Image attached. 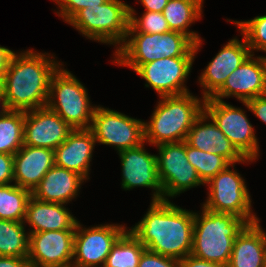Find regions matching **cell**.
I'll list each match as a JSON object with an SVG mask.
<instances>
[{"mask_svg": "<svg viewBox=\"0 0 266 267\" xmlns=\"http://www.w3.org/2000/svg\"><path fill=\"white\" fill-rule=\"evenodd\" d=\"M138 267H180V261L176 258L145 250L141 255Z\"/></svg>", "mask_w": 266, "mask_h": 267, "instance_id": "34", "label": "cell"}, {"mask_svg": "<svg viewBox=\"0 0 266 267\" xmlns=\"http://www.w3.org/2000/svg\"><path fill=\"white\" fill-rule=\"evenodd\" d=\"M24 145V111L0 112V153L14 155Z\"/></svg>", "mask_w": 266, "mask_h": 267, "instance_id": "26", "label": "cell"}, {"mask_svg": "<svg viewBox=\"0 0 266 267\" xmlns=\"http://www.w3.org/2000/svg\"><path fill=\"white\" fill-rule=\"evenodd\" d=\"M54 165V150L23 145L14 154L13 180L17 186L32 192Z\"/></svg>", "mask_w": 266, "mask_h": 267, "instance_id": "20", "label": "cell"}, {"mask_svg": "<svg viewBox=\"0 0 266 267\" xmlns=\"http://www.w3.org/2000/svg\"><path fill=\"white\" fill-rule=\"evenodd\" d=\"M264 261H265V267H266V234L264 232Z\"/></svg>", "mask_w": 266, "mask_h": 267, "instance_id": "42", "label": "cell"}, {"mask_svg": "<svg viewBox=\"0 0 266 267\" xmlns=\"http://www.w3.org/2000/svg\"><path fill=\"white\" fill-rule=\"evenodd\" d=\"M24 232V223L0 219V256L27 258L29 235Z\"/></svg>", "mask_w": 266, "mask_h": 267, "instance_id": "28", "label": "cell"}, {"mask_svg": "<svg viewBox=\"0 0 266 267\" xmlns=\"http://www.w3.org/2000/svg\"><path fill=\"white\" fill-rule=\"evenodd\" d=\"M186 155L189 163L196 169L204 184L230 165L224 157L193 148L187 143Z\"/></svg>", "mask_w": 266, "mask_h": 267, "instance_id": "30", "label": "cell"}, {"mask_svg": "<svg viewBox=\"0 0 266 267\" xmlns=\"http://www.w3.org/2000/svg\"><path fill=\"white\" fill-rule=\"evenodd\" d=\"M3 78L0 76V92H2Z\"/></svg>", "mask_w": 266, "mask_h": 267, "instance_id": "43", "label": "cell"}, {"mask_svg": "<svg viewBox=\"0 0 266 267\" xmlns=\"http://www.w3.org/2000/svg\"><path fill=\"white\" fill-rule=\"evenodd\" d=\"M251 54L245 37L243 41L230 40L207 65L199 77L205 89L203 99L211 98L224 84L227 77Z\"/></svg>", "mask_w": 266, "mask_h": 267, "instance_id": "18", "label": "cell"}, {"mask_svg": "<svg viewBox=\"0 0 266 267\" xmlns=\"http://www.w3.org/2000/svg\"><path fill=\"white\" fill-rule=\"evenodd\" d=\"M95 142L90 129H74L54 150L55 165L76 172L86 180L89 179L87 177Z\"/></svg>", "mask_w": 266, "mask_h": 267, "instance_id": "21", "label": "cell"}, {"mask_svg": "<svg viewBox=\"0 0 266 267\" xmlns=\"http://www.w3.org/2000/svg\"><path fill=\"white\" fill-rule=\"evenodd\" d=\"M146 11L163 12L168 0H140Z\"/></svg>", "mask_w": 266, "mask_h": 267, "instance_id": "40", "label": "cell"}, {"mask_svg": "<svg viewBox=\"0 0 266 267\" xmlns=\"http://www.w3.org/2000/svg\"><path fill=\"white\" fill-rule=\"evenodd\" d=\"M90 130L96 142L119 151L145 143L144 123L117 111L95 107Z\"/></svg>", "mask_w": 266, "mask_h": 267, "instance_id": "10", "label": "cell"}, {"mask_svg": "<svg viewBox=\"0 0 266 267\" xmlns=\"http://www.w3.org/2000/svg\"><path fill=\"white\" fill-rule=\"evenodd\" d=\"M156 156L158 177L163 189V200L174 197L187 189L203 185L196 169L189 163L186 155V142L157 145Z\"/></svg>", "mask_w": 266, "mask_h": 267, "instance_id": "9", "label": "cell"}, {"mask_svg": "<svg viewBox=\"0 0 266 267\" xmlns=\"http://www.w3.org/2000/svg\"><path fill=\"white\" fill-rule=\"evenodd\" d=\"M194 216L169 200L152 201L147 214L129 231L146 250L180 260L192 252Z\"/></svg>", "mask_w": 266, "mask_h": 267, "instance_id": "1", "label": "cell"}, {"mask_svg": "<svg viewBox=\"0 0 266 267\" xmlns=\"http://www.w3.org/2000/svg\"><path fill=\"white\" fill-rule=\"evenodd\" d=\"M145 250L129 230L125 231L112 246L103 267H138Z\"/></svg>", "mask_w": 266, "mask_h": 267, "instance_id": "27", "label": "cell"}, {"mask_svg": "<svg viewBox=\"0 0 266 267\" xmlns=\"http://www.w3.org/2000/svg\"><path fill=\"white\" fill-rule=\"evenodd\" d=\"M263 61H264V65H265V74H266V57H262Z\"/></svg>", "mask_w": 266, "mask_h": 267, "instance_id": "44", "label": "cell"}, {"mask_svg": "<svg viewBox=\"0 0 266 267\" xmlns=\"http://www.w3.org/2000/svg\"><path fill=\"white\" fill-rule=\"evenodd\" d=\"M54 1V0H53ZM60 7L58 16L68 22L77 12L89 6H99L107 0H55Z\"/></svg>", "mask_w": 266, "mask_h": 267, "instance_id": "33", "label": "cell"}, {"mask_svg": "<svg viewBox=\"0 0 266 267\" xmlns=\"http://www.w3.org/2000/svg\"><path fill=\"white\" fill-rule=\"evenodd\" d=\"M231 165L206 183L209 185V196L203 207L213 212L233 214L248 224L260 221L252 214V201L244 179L239 173L229 170Z\"/></svg>", "mask_w": 266, "mask_h": 267, "instance_id": "8", "label": "cell"}, {"mask_svg": "<svg viewBox=\"0 0 266 267\" xmlns=\"http://www.w3.org/2000/svg\"><path fill=\"white\" fill-rule=\"evenodd\" d=\"M47 58L46 54L33 50L14 54L2 85L10 110L28 111L47 106L51 77L62 65Z\"/></svg>", "mask_w": 266, "mask_h": 267, "instance_id": "2", "label": "cell"}, {"mask_svg": "<svg viewBox=\"0 0 266 267\" xmlns=\"http://www.w3.org/2000/svg\"><path fill=\"white\" fill-rule=\"evenodd\" d=\"M31 191L20 186H0V219L24 223Z\"/></svg>", "mask_w": 266, "mask_h": 267, "instance_id": "29", "label": "cell"}, {"mask_svg": "<svg viewBox=\"0 0 266 267\" xmlns=\"http://www.w3.org/2000/svg\"><path fill=\"white\" fill-rule=\"evenodd\" d=\"M122 165V187H148L156 190L152 201L163 200V189L158 177L156 156L147 153L144 143L133 148L119 151Z\"/></svg>", "mask_w": 266, "mask_h": 267, "instance_id": "16", "label": "cell"}, {"mask_svg": "<svg viewBox=\"0 0 266 267\" xmlns=\"http://www.w3.org/2000/svg\"><path fill=\"white\" fill-rule=\"evenodd\" d=\"M201 100L185 93L163 96L149 123H144L145 141L153 145L185 141L196 118L204 111Z\"/></svg>", "mask_w": 266, "mask_h": 267, "instance_id": "4", "label": "cell"}, {"mask_svg": "<svg viewBox=\"0 0 266 267\" xmlns=\"http://www.w3.org/2000/svg\"><path fill=\"white\" fill-rule=\"evenodd\" d=\"M15 52L12 50L0 46V76L3 78L6 70L8 69V66L10 65V62L14 56Z\"/></svg>", "mask_w": 266, "mask_h": 267, "instance_id": "39", "label": "cell"}, {"mask_svg": "<svg viewBox=\"0 0 266 267\" xmlns=\"http://www.w3.org/2000/svg\"><path fill=\"white\" fill-rule=\"evenodd\" d=\"M244 35L251 50L266 52V15L257 16L248 21H234Z\"/></svg>", "mask_w": 266, "mask_h": 267, "instance_id": "32", "label": "cell"}, {"mask_svg": "<svg viewBox=\"0 0 266 267\" xmlns=\"http://www.w3.org/2000/svg\"><path fill=\"white\" fill-rule=\"evenodd\" d=\"M14 175V155L0 153V186L10 184Z\"/></svg>", "mask_w": 266, "mask_h": 267, "instance_id": "35", "label": "cell"}, {"mask_svg": "<svg viewBox=\"0 0 266 267\" xmlns=\"http://www.w3.org/2000/svg\"><path fill=\"white\" fill-rule=\"evenodd\" d=\"M209 116L203 111L194 121L189 130L185 142L193 148L201 151L217 154L224 157L230 164L236 162H249L253 159L245 158L231 143V141L218 128L217 124L211 119L212 123L203 122Z\"/></svg>", "mask_w": 266, "mask_h": 267, "instance_id": "19", "label": "cell"}, {"mask_svg": "<svg viewBox=\"0 0 266 267\" xmlns=\"http://www.w3.org/2000/svg\"><path fill=\"white\" fill-rule=\"evenodd\" d=\"M130 6L119 0H107L77 12L67 23L92 40L123 44L127 39Z\"/></svg>", "mask_w": 266, "mask_h": 267, "instance_id": "6", "label": "cell"}, {"mask_svg": "<svg viewBox=\"0 0 266 267\" xmlns=\"http://www.w3.org/2000/svg\"><path fill=\"white\" fill-rule=\"evenodd\" d=\"M202 209L201 216L197 213L194 216L191 254L228 266L234 241L248 223L233 214L213 212L204 207Z\"/></svg>", "mask_w": 266, "mask_h": 267, "instance_id": "3", "label": "cell"}, {"mask_svg": "<svg viewBox=\"0 0 266 267\" xmlns=\"http://www.w3.org/2000/svg\"><path fill=\"white\" fill-rule=\"evenodd\" d=\"M203 104L205 113L213 119L236 149L245 158L256 159L259 145L254 129L244 111L212 98L205 99Z\"/></svg>", "mask_w": 266, "mask_h": 267, "instance_id": "11", "label": "cell"}, {"mask_svg": "<svg viewBox=\"0 0 266 267\" xmlns=\"http://www.w3.org/2000/svg\"><path fill=\"white\" fill-rule=\"evenodd\" d=\"M203 0H168L163 15L171 31L183 33L195 44L201 39L197 33L187 28L201 17Z\"/></svg>", "mask_w": 266, "mask_h": 267, "instance_id": "25", "label": "cell"}, {"mask_svg": "<svg viewBox=\"0 0 266 267\" xmlns=\"http://www.w3.org/2000/svg\"><path fill=\"white\" fill-rule=\"evenodd\" d=\"M127 38L129 40L116 48L114 61L131 67L135 72L143 64L164 57H194L202 41L195 44L183 33L171 30L164 34L127 33Z\"/></svg>", "mask_w": 266, "mask_h": 267, "instance_id": "5", "label": "cell"}, {"mask_svg": "<svg viewBox=\"0 0 266 267\" xmlns=\"http://www.w3.org/2000/svg\"><path fill=\"white\" fill-rule=\"evenodd\" d=\"M0 102H1V106L2 108L1 109H9L8 107V104H7V101H6V98H5V95L2 92H0Z\"/></svg>", "mask_w": 266, "mask_h": 267, "instance_id": "41", "label": "cell"}, {"mask_svg": "<svg viewBox=\"0 0 266 267\" xmlns=\"http://www.w3.org/2000/svg\"><path fill=\"white\" fill-rule=\"evenodd\" d=\"M243 104L251 110L256 117L266 123V94L243 102Z\"/></svg>", "mask_w": 266, "mask_h": 267, "instance_id": "36", "label": "cell"}, {"mask_svg": "<svg viewBox=\"0 0 266 267\" xmlns=\"http://www.w3.org/2000/svg\"><path fill=\"white\" fill-rule=\"evenodd\" d=\"M59 68L50 80L47 107L73 129H90L95 107L90 106L85 87L69 71Z\"/></svg>", "mask_w": 266, "mask_h": 267, "instance_id": "7", "label": "cell"}, {"mask_svg": "<svg viewBox=\"0 0 266 267\" xmlns=\"http://www.w3.org/2000/svg\"><path fill=\"white\" fill-rule=\"evenodd\" d=\"M28 258L0 256V267H29Z\"/></svg>", "mask_w": 266, "mask_h": 267, "instance_id": "38", "label": "cell"}, {"mask_svg": "<svg viewBox=\"0 0 266 267\" xmlns=\"http://www.w3.org/2000/svg\"><path fill=\"white\" fill-rule=\"evenodd\" d=\"M29 235L32 267H72L75 230L34 232Z\"/></svg>", "mask_w": 266, "mask_h": 267, "instance_id": "13", "label": "cell"}, {"mask_svg": "<svg viewBox=\"0 0 266 267\" xmlns=\"http://www.w3.org/2000/svg\"><path fill=\"white\" fill-rule=\"evenodd\" d=\"M73 130L47 106L24 111V145L55 150Z\"/></svg>", "mask_w": 266, "mask_h": 267, "instance_id": "15", "label": "cell"}, {"mask_svg": "<svg viewBox=\"0 0 266 267\" xmlns=\"http://www.w3.org/2000/svg\"><path fill=\"white\" fill-rule=\"evenodd\" d=\"M126 230L123 225L114 224L82 229L77 222L72 267H103L112 246Z\"/></svg>", "mask_w": 266, "mask_h": 267, "instance_id": "12", "label": "cell"}, {"mask_svg": "<svg viewBox=\"0 0 266 267\" xmlns=\"http://www.w3.org/2000/svg\"><path fill=\"white\" fill-rule=\"evenodd\" d=\"M259 222L248 224L237 236L228 267H265L264 231Z\"/></svg>", "mask_w": 266, "mask_h": 267, "instance_id": "24", "label": "cell"}, {"mask_svg": "<svg viewBox=\"0 0 266 267\" xmlns=\"http://www.w3.org/2000/svg\"><path fill=\"white\" fill-rule=\"evenodd\" d=\"M33 227L29 234L34 232L75 230L77 220L59 203L40 201L30 197L24 223Z\"/></svg>", "mask_w": 266, "mask_h": 267, "instance_id": "23", "label": "cell"}, {"mask_svg": "<svg viewBox=\"0 0 266 267\" xmlns=\"http://www.w3.org/2000/svg\"><path fill=\"white\" fill-rule=\"evenodd\" d=\"M84 178L76 172L54 165L31 192L32 197L50 203L65 204L76 195Z\"/></svg>", "mask_w": 266, "mask_h": 267, "instance_id": "22", "label": "cell"}, {"mask_svg": "<svg viewBox=\"0 0 266 267\" xmlns=\"http://www.w3.org/2000/svg\"><path fill=\"white\" fill-rule=\"evenodd\" d=\"M180 267H228L227 265L210 262L193 256L192 254L187 255L183 259H180Z\"/></svg>", "mask_w": 266, "mask_h": 267, "instance_id": "37", "label": "cell"}, {"mask_svg": "<svg viewBox=\"0 0 266 267\" xmlns=\"http://www.w3.org/2000/svg\"><path fill=\"white\" fill-rule=\"evenodd\" d=\"M194 57L162 58L143 64L136 73L147 81L160 97L189 93L184 82L190 73Z\"/></svg>", "mask_w": 266, "mask_h": 267, "instance_id": "14", "label": "cell"}, {"mask_svg": "<svg viewBox=\"0 0 266 267\" xmlns=\"http://www.w3.org/2000/svg\"><path fill=\"white\" fill-rule=\"evenodd\" d=\"M134 13L135 10L130 7L128 33L164 34L170 31L162 12L146 11L139 19Z\"/></svg>", "mask_w": 266, "mask_h": 267, "instance_id": "31", "label": "cell"}, {"mask_svg": "<svg viewBox=\"0 0 266 267\" xmlns=\"http://www.w3.org/2000/svg\"><path fill=\"white\" fill-rule=\"evenodd\" d=\"M250 54L226 79L223 86L211 97L223 101V97L235 96L247 102L266 94V74L262 57L253 59Z\"/></svg>", "mask_w": 266, "mask_h": 267, "instance_id": "17", "label": "cell"}]
</instances>
